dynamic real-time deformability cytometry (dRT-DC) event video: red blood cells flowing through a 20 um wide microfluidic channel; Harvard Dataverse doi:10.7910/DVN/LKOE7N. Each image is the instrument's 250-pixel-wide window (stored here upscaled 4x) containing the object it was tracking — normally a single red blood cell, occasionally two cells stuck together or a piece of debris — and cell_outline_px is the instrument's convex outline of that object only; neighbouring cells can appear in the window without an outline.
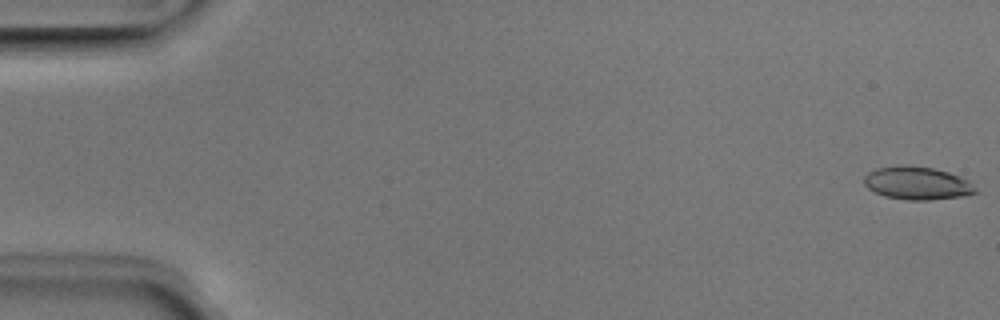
{"species": "Egyptian fruit bat (a non-hibernating species)", "species_latin": "Rousettus aegyptiacus", "temperature_condition": "room temperature", "stored_images_in_passage": 51, "camera_frame_rate_fps": 3000, "um_per_image_px": 0.085, "animal": {"sex": "male"}, "frame": {"image": 1, "passage_image": 1, "time_ms": 0.0, "image_size_px": [1000, 320], "cell_outline_px": [[980, 192], [964, 196], [928, 200], [908, 200], [884, 196], [868, 188], [864, 184], [864, 176], [868, 172], [876, 168], [932, 168], [948, 172], [960, 176], [968, 180]], "centroid_in_image_um": [78.01, 15.62], "position_along_channel_um": 7.0, "area_um2": 20.75}}
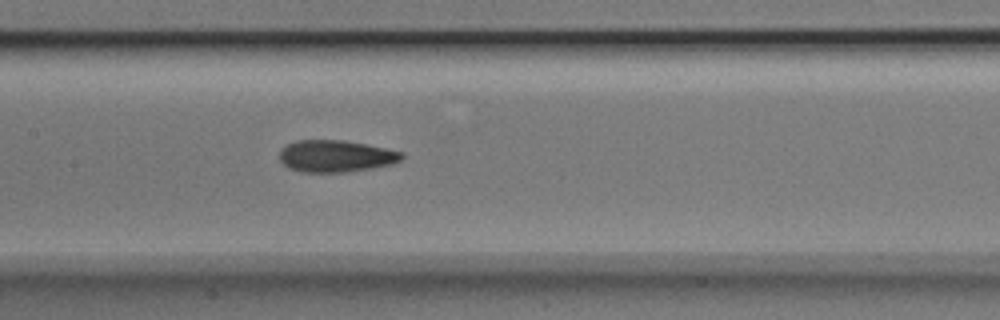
{"frame": {"image": 2, "passage_image": 25, "time_ms": 8.0, "image_size_px": [1000, 320], "cell_outline_px": [[404, 156], [400, 160], [392, 164], [372, 168], [348, 172], [300, 172], [288, 168], [280, 160], [280, 148], [296, 140], [344, 140], [388, 148], [404, 152]], "centroid_in_image_um": [28.55, 13.27], "position_along_channel_um": 178.8, "area_um2": 22.95}}
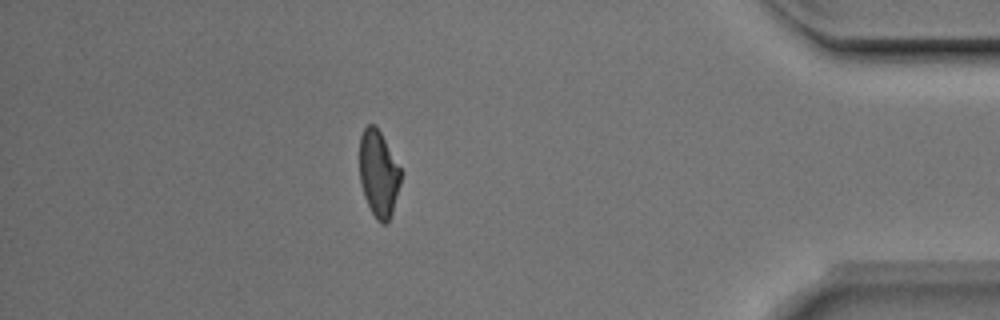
{"frame": {"image": 3, "passage_image": 45, "time_ms": 14.667, "image_size_px": [1000, 320], "cell_outline_px": [[404, 172], [392, 212], [388, 220], [384, 224], [380, 224], [376, 220], [364, 196], [360, 184], [360, 136], [364, 128], [368, 124], [372, 124], [380, 132]], "centroid_in_image_um": [32.2, 14.77], "position_along_channel_um": 403.0, "area_um2": 20.92}, "authors_computed_cell_mechanics": {"area_um2": 21.9062, "velocity_mm_per_s": 3.9934, "shape_relaxation_time_tau1_ms": 3.0111, "shape_relaxation_time_tau2_ms": 2.4639, "deformation_change_tau1": 0.1294, "deformation_change_tau2": 0.0925}}